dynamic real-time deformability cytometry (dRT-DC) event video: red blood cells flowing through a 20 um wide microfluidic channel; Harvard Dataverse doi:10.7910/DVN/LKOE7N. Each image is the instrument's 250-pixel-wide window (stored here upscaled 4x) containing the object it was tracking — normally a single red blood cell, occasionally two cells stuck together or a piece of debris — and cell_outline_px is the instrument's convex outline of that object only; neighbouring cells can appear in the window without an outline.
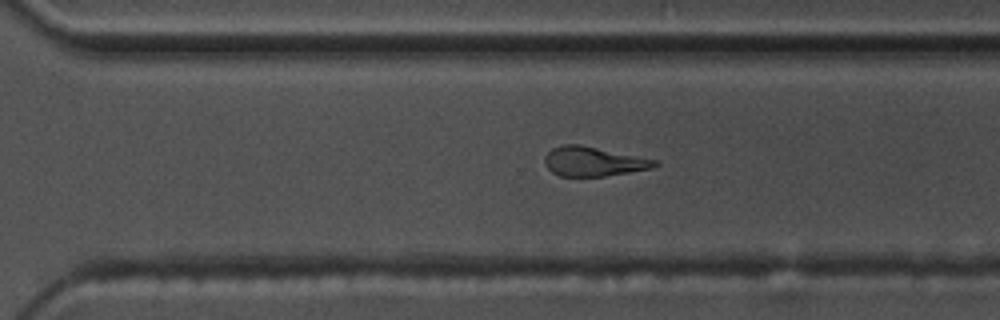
{"species": "common noctule bat (a hibernating species)", "species_latin": "Nyctalus noctula", "temperature_condition": "warm", "stored_images_in_passage": 48, "camera_frame_rate_fps": 3000, "um_per_image_px": 0.085, "animal": {"sex": "male", "body_mass_g": 17.5, "forearm_length_mm": 52.3}, "frame": {"image": 1, "passage_image": 31, "time_ms": 10.0, "image_size_px": [1000, 320], "cell_outline_px": [[660, 164], [652, 168], [604, 176], [560, 176], [552, 172], [544, 164], [544, 156], [552, 148], [564, 144], [580, 144], [660, 160]], "centroid_in_image_um": [50.46, 13.71], "position_along_channel_um": 320.1, "area_um2": 19.02}}
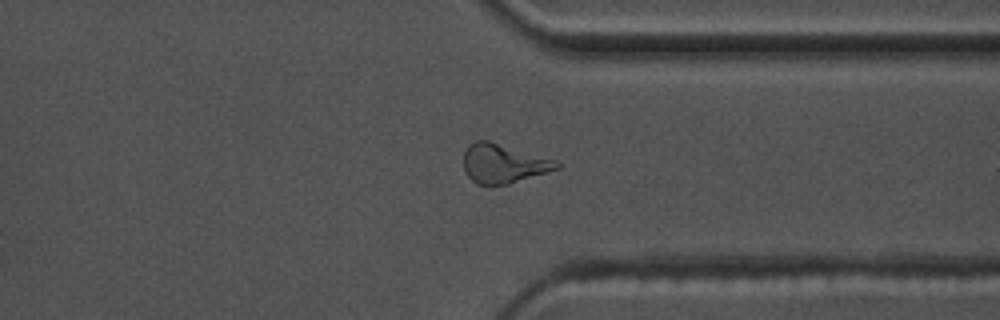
{"frame": {"image": 2, "passage_image": 35, "time_ms": 11.333, "image_size_px": [1000, 320], "cell_outline_px": [[560, 168], [508, 184], [488, 188], [476, 184], [464, 172], [464, 152], [468, 144], [476, 140], [488, 140], [556, 160], [560, 164]], "centroid_in_image_um": [42.74, 13.93], "position_along_channel_um": 368.7, "area_um2": 21.56}}
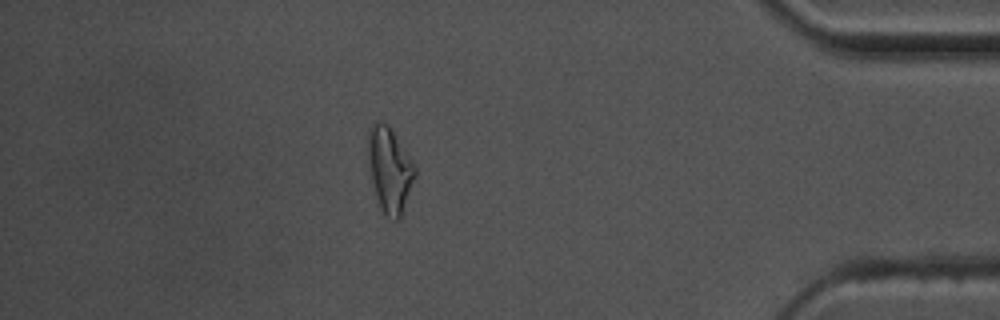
{"frame": {"image": 3, "passage_image": 41, "time_ms": 13.333, "image_size_px": [1000, 320], "cell_outline_px": [[416, 176], [400, 220], [396, 220], [384, 216], [380, 208], [376, 196], [372, 180], [368, 156], [368, 128], [376, 120], [380, 120], [388, 124], [416, 168]], "centroid_in_image_um": [33.12, 14.44], "position_along_channel_um": 402.1, "area_um2": 23.18}}